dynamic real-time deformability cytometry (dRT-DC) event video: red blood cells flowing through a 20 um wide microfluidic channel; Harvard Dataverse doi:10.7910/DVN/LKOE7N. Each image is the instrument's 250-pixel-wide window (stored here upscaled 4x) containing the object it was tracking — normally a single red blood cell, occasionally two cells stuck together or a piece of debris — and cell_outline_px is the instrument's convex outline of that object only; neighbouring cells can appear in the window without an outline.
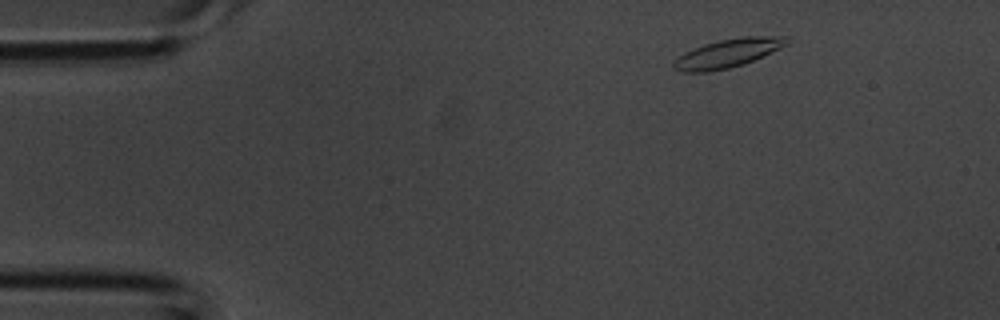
{"species": "common noctule bat (a hibernating species)", "species_latin": "Nyctalus noctula", "temperature_condition": "room temperature", "stored_images_in_passage": 3, "camera_frame_rate_fps": 3000, "um_per_image_px": 0.085, "animal": {"sex": "male", "body_mass_g": 20.1, "forearm_length_mm": 53.5}, "frame": {"image": 1, "passage_image": 1, "time_ms": 0.0, "image_size_px": [1000, 320], "cell_outline_px": [[788, 44], [780, 48], [744, 64], [728, 68], [708, 72], [684, 72], [672, 68], [672, 64], [680, 56], [704, 44], [720, 40], [744, 36], [788, 36]], "centroid_in_image_um": [61.89, 4.52], "position_along_channel_um": 23.1, "area_um2": 18.5}}
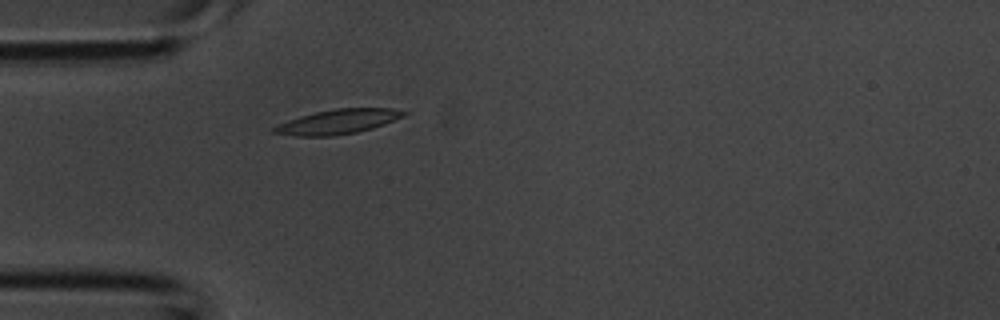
{"frame": {"image": 2, "passage_image": 3, "time_ms": 0.667, "image_size_px": [1000, 320], "cell_outline_px": [[408, 112], [404, 116], [384, 124], [372, 128], [356, 132], [332, 136], [296, 136], [272, 132], [272, 128], [288, 120], [300, 116], [316, 112], [336, 108], [392, 108]], "centroid_in_image_um": [28.74, 10.34], "position_along_channel_um": 56.3, "area_um2": 18.38}}